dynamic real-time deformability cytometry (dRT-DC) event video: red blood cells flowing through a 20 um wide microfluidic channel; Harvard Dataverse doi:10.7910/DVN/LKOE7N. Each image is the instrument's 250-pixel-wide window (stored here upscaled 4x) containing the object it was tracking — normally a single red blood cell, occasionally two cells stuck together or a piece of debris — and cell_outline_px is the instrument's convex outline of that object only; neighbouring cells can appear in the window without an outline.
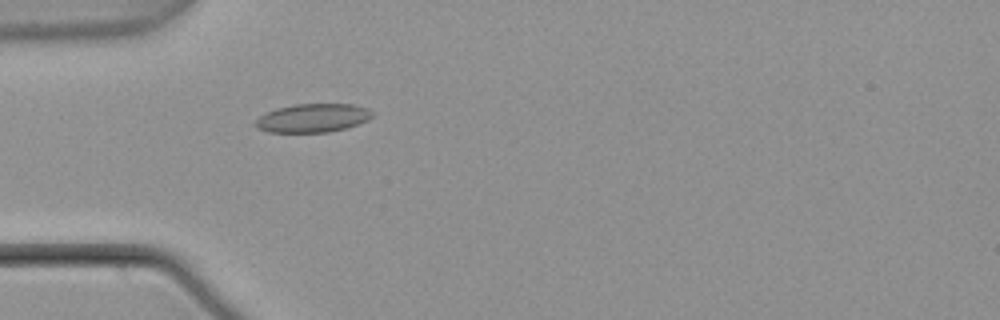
{"species": "common noctule bat (a hibernating species)", "species_latin": "Nyctalus noctula", "temperature_condition": "warm", "stored_images_in_passage": 4, "camera_frame_rate_fps": 3000, "um_per_image_px": 0.085, "animal": {"sex": "male", "body_mass_g": 21.5, "forearm_length_mm": 52.0}, "frame": {"image": 1, "passage_image": 4, "time_ms": 1.0, "image_size_px": [1000, 320], "cell_outline_px": [[372, 116], [368, 120], [344, 128], [328, 132], [268, 132], [256, 128], [252, 124], [260, 116], [276, 108], [292, 104], [352, 104], [368, 108], [372, 112]], "centroid_in_image_um": [26.54, 10.02], "position_along_channel_um": 58.5, "area_um2": 19.42}}